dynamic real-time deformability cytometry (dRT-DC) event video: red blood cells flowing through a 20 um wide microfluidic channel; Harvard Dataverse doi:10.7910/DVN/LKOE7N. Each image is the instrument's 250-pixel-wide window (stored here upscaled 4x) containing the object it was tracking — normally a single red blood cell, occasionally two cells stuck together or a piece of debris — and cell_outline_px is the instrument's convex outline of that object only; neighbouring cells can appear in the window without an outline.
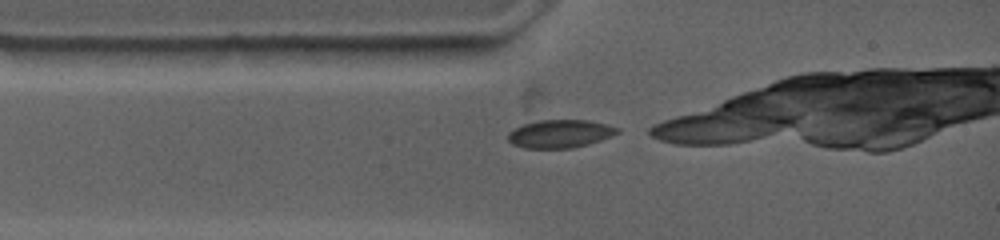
{"species": "common noctule bat (a hibernating species)", "species_latin": "Nyctalus noctula", "temperature_condition": "warm", "stored_images_in_passage": 7, "camera_frame_rate_fps": 4500, "um_per_image_px": 0.085, "animal": {"sex": "female", "body_mass_g": 19.0, "forearm_length_mm": 53.3}, "frame": {"image": 1, "passage_image": 1, "time_ms": 0.0, "image_size_px": [1000, 240], "cell_outline_px": [[620, 132], [612, 136], [588, 144], [572, 148], [524, 148], [512, 144], [508, 140], [508, 132], [512, 128], [520, 124], [540, 120], [588, 120], [620, 128]], "centroid_in_image_um": [47.56, 11.36], "position_along_channel_um": 37.4, "area_um2": 18.03}}